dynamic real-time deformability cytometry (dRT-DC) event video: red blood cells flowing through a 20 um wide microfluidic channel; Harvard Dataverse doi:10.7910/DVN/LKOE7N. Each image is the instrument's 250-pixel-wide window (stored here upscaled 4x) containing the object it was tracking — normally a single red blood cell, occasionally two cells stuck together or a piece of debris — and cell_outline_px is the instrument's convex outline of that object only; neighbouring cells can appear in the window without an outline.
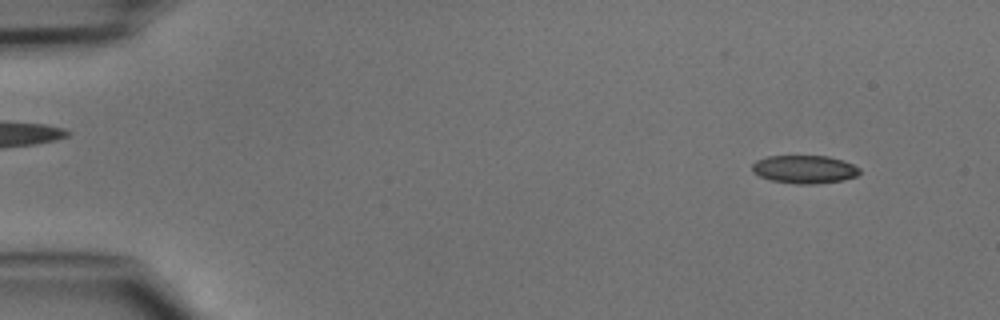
{"species": "common noctule bat (a hibernating species)", "species_latin": "Nyctalus noctula", "temperature_condition": "cold", "stored_images_in_passage": 47, "camera_frame_rate_fps": 3000, "um_per_image_px": 0.085, "animal": {"sex": "male", "body_mass_g": 15.6}, "frame": {"image": 1, "passage_image": 4, "time_ms": 1.0, "image_size_px": [1000, 320], "cell_outline_px": [[860, 172], [856, 176], [844, 180], [816, 184], [800, 184], [772, 180], [760, 176], [752, 172], [752, 164], [756, 160], [768, 156], [828, 156], [844, 160], [860, 168]], "centroid_in_image_um": [68.39, 14.39], "position_along_channel_um": 16.6, "area_um2": 17.63}}
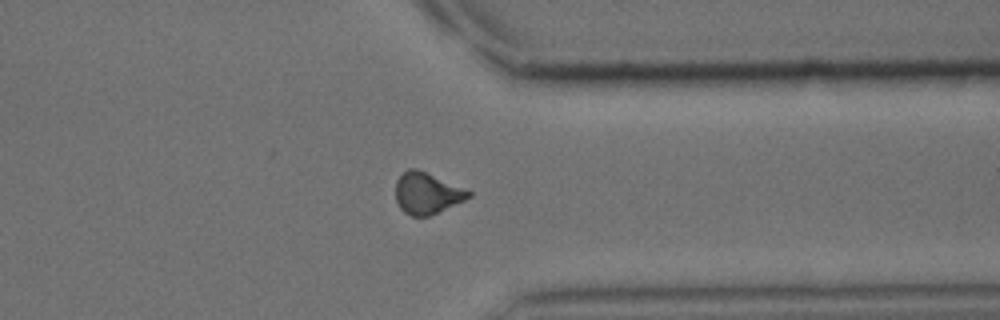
{"frame": {"image": 2, "passage_image": 37, "time_ms": 12.0, "image_size_px": [1000, 320], "cell_outline_px": [[472, 196], [464, 200], [428, 216], [412, 216], [404, 212], [400, 208], [396, 200], [396, 180], [408, 168], [416, 168], [472, 192]], "centroid_in_image_um": [36.26, 16.42], "position_along_channel_um": 375.1, "area_um2": 17.22}}
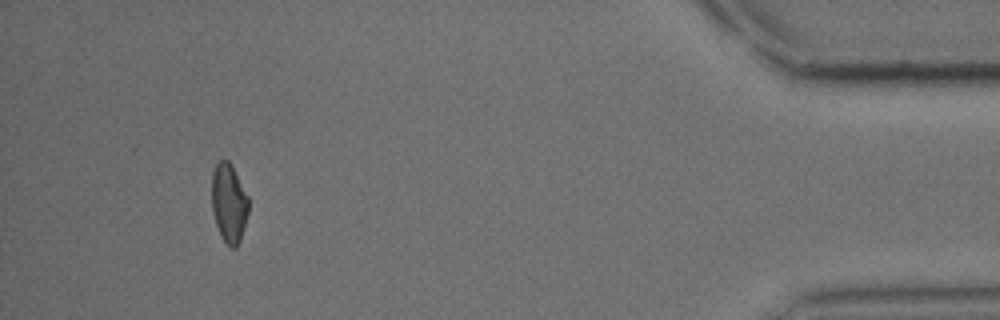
{"frame": {"image": 3, "passage_image": 44, "time_ms": 14.333, "image_size_px": [1000, 320], "cell_outline_px": [[248, 212], [240, 240], [236, 248], [232, 248], [220, 236], [212, 212], [212, 172], [216, 164], [220, 160], [228, 160], [232, 164], [248, 196]], "centroid_in_image_um": [19.45, 17.24], "position_along_channel_um": 415.8, "area_um2": 16.94}}